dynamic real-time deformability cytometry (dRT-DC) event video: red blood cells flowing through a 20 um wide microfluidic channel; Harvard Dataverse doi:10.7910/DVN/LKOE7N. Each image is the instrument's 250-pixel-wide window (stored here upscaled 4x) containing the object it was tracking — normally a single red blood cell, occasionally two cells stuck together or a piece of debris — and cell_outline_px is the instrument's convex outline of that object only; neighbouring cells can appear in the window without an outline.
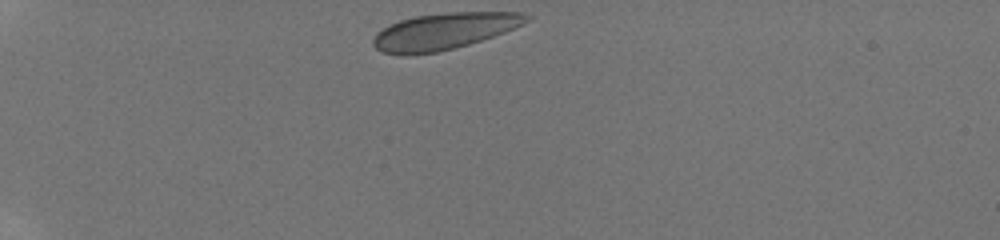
{"species": "human", "species_latin": "Homo sapiens", "temperature_condition": "room temperature", "stored_images_in_passage": 42, "camera_frame_rate_fps": 3000, "um_per_image_px": 0.085, "donor": {"sex": "male"}, "frame": {"image": 1, "passage_image": 1, "time_ms": 0.0, "image_size_px": [1000, 240], "cell_outline_px": [[532, 20], [504, 32], [468, 44], [436, 52], [408, 56], [400, 56], [384, 52], [376, 48], [372, 44], [372, 40], [376, 32], [400, 20], [416, 16], [448, 12], [524, 12], [532, 16]], "centroid_in_image_um": [37.74, 2.65], "position_along_channel_um": 47.3, "area_um2": 32.6}}
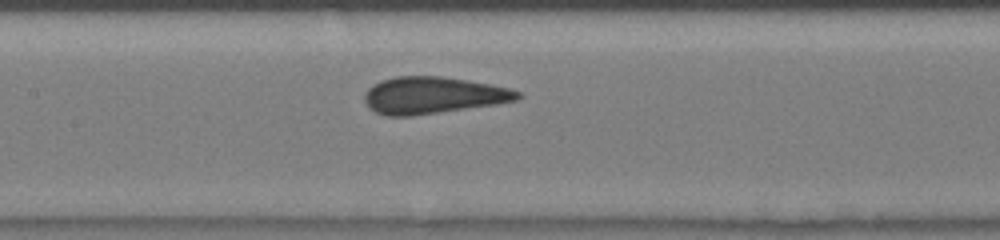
{"frame": {"image": 2, "passage_image": 12, "time_ms": 4.333, "image_size_px": [1000, 240], "cell_outline_px": [[524, 96], [516, 100], [496, 104], [412, 116], [384, 116], [368, 108], [364, 100], [364, 96], [368, 88], [372, 84], [396, 76], [440, 76], [468, 80], [512, 88], [520, 92]], "centroid_in_image_um": [36.81, 8.1], "position_along_channel_um": 170.6, "area_um2": 33.0}}
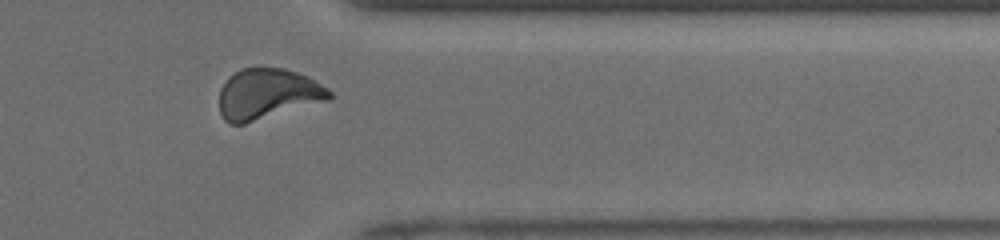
{"frame": {"image": 3, "passage_image": 28, "time_ms": 9.667, "image_size_px": [1000, 240], "cell_outline_px": [[332, 100], [244, 124], [228, 124], [224, 120], [220, 112], [220, 88], [228, 76], [244, 68], [284, 68], [308, 76], [328, 88], [332, 92]], "centroid_in_image_um": [22.77, 8.0], "position_along_channel_um": 388.6, "area_um2": 32.77}, "authors_computed_cell_mechanics": {"area_um2": 32.1079, "velocity_mm_per_s": 4.1284, "shape_relaxation_time_tau1_ms": 3.1777, "shape_relaxation_time_tau2_ms": null, "deformation_change_tau1": 0.0694, "deformation_change_tau2": null}}